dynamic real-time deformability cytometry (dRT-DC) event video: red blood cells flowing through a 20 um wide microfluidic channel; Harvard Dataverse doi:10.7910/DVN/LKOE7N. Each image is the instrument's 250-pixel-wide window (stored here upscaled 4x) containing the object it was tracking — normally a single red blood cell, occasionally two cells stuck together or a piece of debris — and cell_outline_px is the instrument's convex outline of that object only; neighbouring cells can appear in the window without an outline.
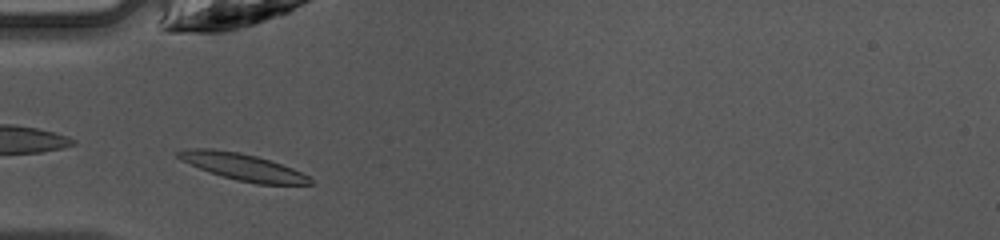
{"species": "common noctule bat (a hibernating species)", "species_latin": "Nyctalus noctula", "temperature_condition": "warm", "stored_images_in_passage": 36, "camera_frame_rate_fps": 3000, "um_per_image_px": 0.085, "animal": {"sex": "female", "body_mass_g": 10.0, "forearm_length_mm": 53.1}, "frame": {"image": 1, "passage_image": 4, "time_ms": 1.0, "image_size_px": [1000, 240], "cell_outline_px": [[312, 184], [256, 184], [236, 180], [208, 172], [176, 156], [176, 152], [188, 148], [212, 148], [240, 152], [256, 156], [292, 168], [308, 176], [312, 180]], "centroid_in_image_um": [20.62, 14.18], "position_along_channel_um": 64.4, "area_um2": 20.29}}
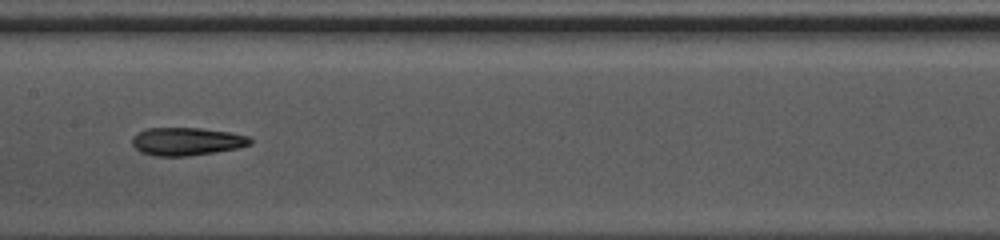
{"frame": {"image": 2, "passage_image": 13, "time_ms": 4.0, "image_size_px": [1000, 240], "cell_outline_px": [[252, 144], [240, 148], [188, 156], [156, 156], [140, 152], [132, 144], [132, 136], [136, 132], [148, 128], [200, 128], [228, 132], [248, 136], [252, 140]], "centroid_in_image_um": [15.86, 12.02], "position_along_channel_um": 191.5, "area_um2": 19.31}}
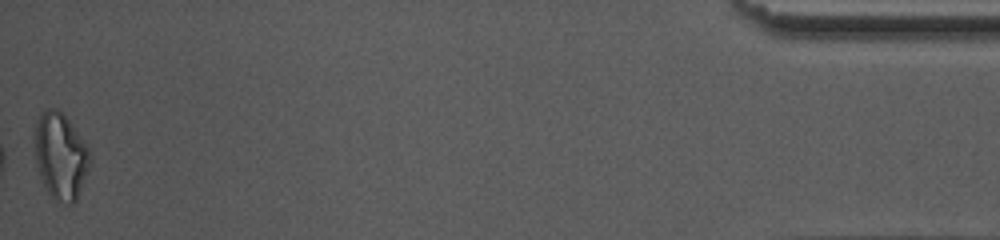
{"frame": {"image": 3, "passage_image": 36, "time_ms": 11.667, "image_size_px": [1000, 240], "cell_outline_px": [[92, 160], [88, 172], [76, 200], [72, 204], [68, 204], [52, 196], [48, 192], [40, 176], [36, 164], [32, 136], [36, 124], [40, 116], [48, 108], [56, 108], [68, 120], [88, 144], [92, 156]], "centroid_in_image_um": [5.16, 13.24], "position_along_channel_um": 430.0, "area_um2": 28.03}, "authors_computed_cell_mechanics": {"area_um2": 19.3341, "velocity_mm_per_s": 4.2527, "shape_relaxation_time_tau1_ms": 4.8617, "shape_relaxation_time_tau2_ms": 2.4041, "deformation_change_tau1": 0.1821, "deformation_change_tau2": 0.1169}}